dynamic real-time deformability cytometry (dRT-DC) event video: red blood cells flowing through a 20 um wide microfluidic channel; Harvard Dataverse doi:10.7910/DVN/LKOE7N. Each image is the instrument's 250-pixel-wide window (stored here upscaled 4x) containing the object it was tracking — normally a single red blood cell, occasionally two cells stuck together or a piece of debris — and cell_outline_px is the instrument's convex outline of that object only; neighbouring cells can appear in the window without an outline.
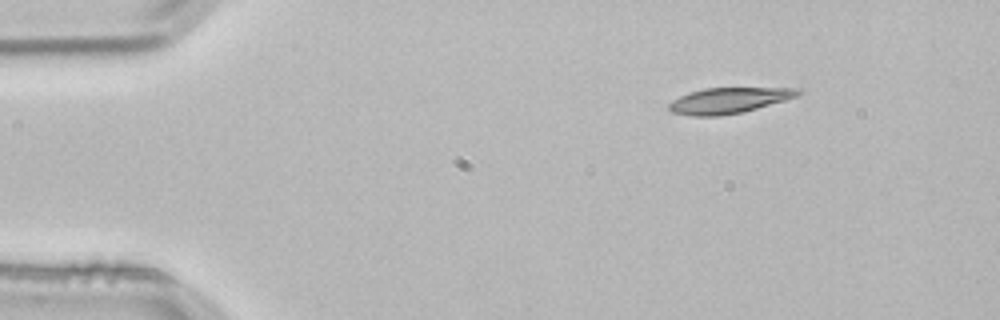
{"species": "common noctule bat (a hibernating species)", "species_latin": "Nyctalus noctula", "temperature_condition": "room temperature", "stored_images_in_passage": 3, "camera_frame_rate_fps": 3000, "um_per_image_px": 0.085, "animal": {"sex": "male", "body_mass_g": 21.5, "forearm_length_mm": 52.0}, "frame": {"image": 1, "passage_image": 1, "time_ms": 0.0, "image_size_px": [1000, 320], "cell_outline_px": [[800, 92], [796, 96], [784, 100], [744, 112], [720, 116], [692, 116], [672, 112], [668, 108], [668, 104], [672, 100], [680, 96], [704, 88], [800, 88]], "centroid_in_image_um": [61.91, 8.55], "position_along_channel_um": 23.1, "area_um2": 19.13}}
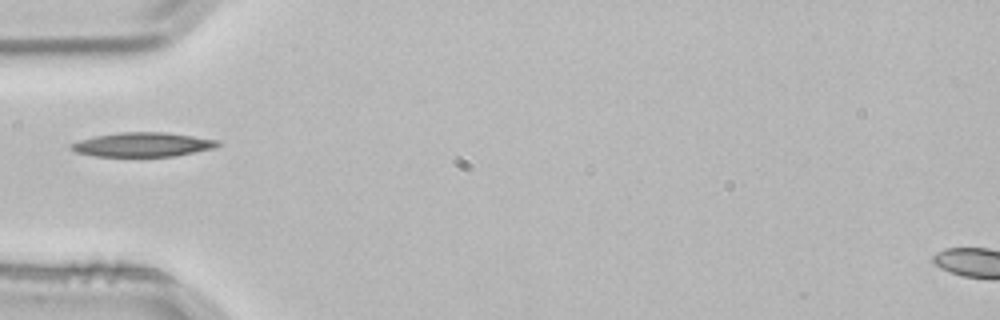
{"frame": {"image": 2, "passage_image": 3, "time_ms": 0.667, "image_size_px": [1000, 320], "cell_outline_px": [[220, 144], [216, 148], [176, 156], [96, 156], [76, 152], [68, 148], [68, 144], [80, 140], [96, 136], [120, 132], [168, 132], [220, 140]], "centroid_in_image_um": [12.16, 12.28], "position_along_channel_um": 72.8, "area_um2": 20.87}}